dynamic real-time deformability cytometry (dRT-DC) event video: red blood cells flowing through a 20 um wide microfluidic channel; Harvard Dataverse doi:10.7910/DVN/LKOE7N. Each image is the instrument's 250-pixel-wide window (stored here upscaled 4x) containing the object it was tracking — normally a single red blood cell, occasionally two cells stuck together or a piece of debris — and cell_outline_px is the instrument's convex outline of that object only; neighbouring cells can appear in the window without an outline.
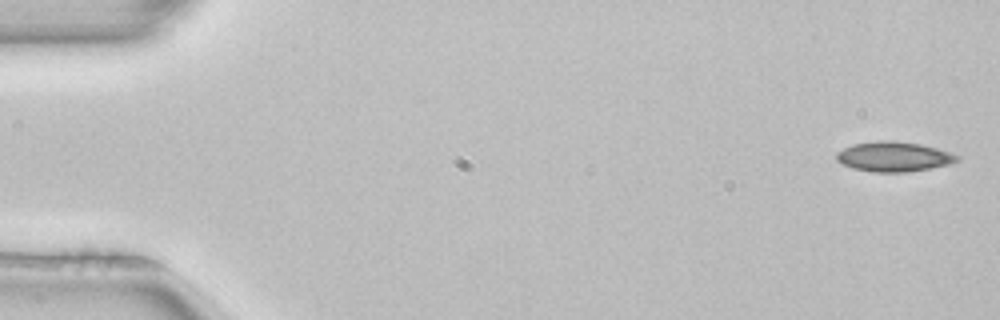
{"species": "common noctule bat (a hibernating species)", "species_latin": "Nyctalus noctula", "temperature_condition": "room temperature", "stored_images_in_passage": 4, "camera_frame_rate_fps": 3000, "um_per_image_px": 0.085, "animal": {"sex": "female", "body_mass_g": 22.7, "forearm_length_mm": 54.2}, "frame": {"image": 1, "passage_image": 1, "time_ms": 0.0, "image_size_px": [1000, 320], "cell_outline_px": [[960, 160], [948, 164], [908, 172], [872, 172], [852, 168], [836, 160], [836, 152], [852, 144], [880, 140], [892, 140], [920, 144], [936, 148], [960, 156]], "centroid_in_image_um": [75.94, 13.31], "position_along_channel_um": 9.1, "area_um2": 20.92}}
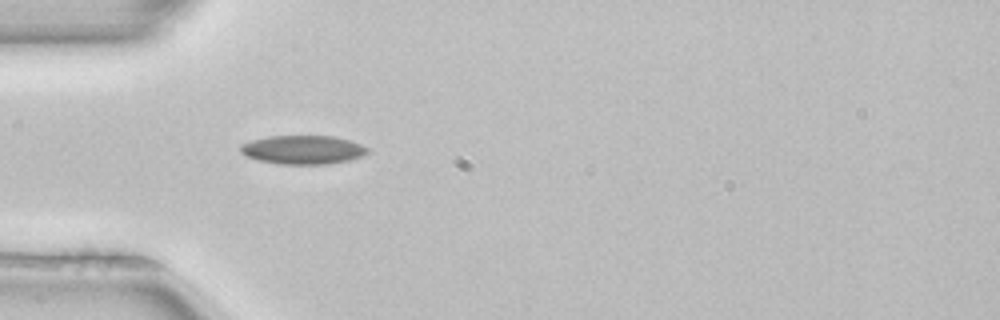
{"frame": {"image": 2, "passage_image": 4, "time_ms": 1.0, "image_size_px": [1000, 320], "cell_outline_px": [[368, 152], [360, 156], [348, 160], [328, 164], [280, 164], [256, 160], [244, 156], [240, 152], [240, 144], [252, 140], [268, 136], [332, 136], [348, 140], [360, 144], [368, 148]], "centroid_in_image_um": [25.68, 12.73], "position_along_channel_um": 59.3, "area_um2": 21.27}}